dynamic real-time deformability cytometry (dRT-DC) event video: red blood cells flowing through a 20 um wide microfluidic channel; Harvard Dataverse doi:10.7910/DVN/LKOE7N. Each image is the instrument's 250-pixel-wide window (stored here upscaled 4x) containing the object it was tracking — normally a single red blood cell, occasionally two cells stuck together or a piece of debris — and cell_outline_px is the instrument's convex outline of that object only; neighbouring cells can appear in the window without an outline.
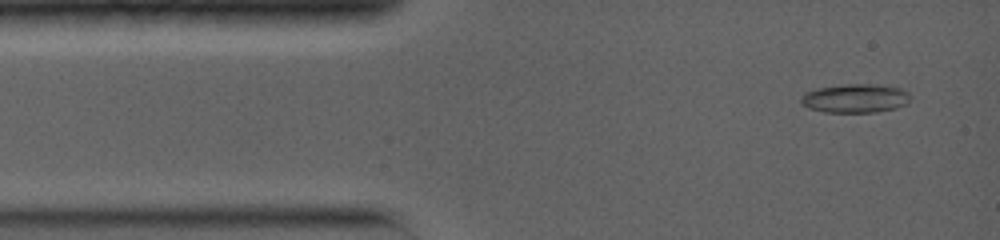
{"species": "common noctule bat (a hibernating species)", "species_latin": "Nyctalus noctula", "temperature_condition": "warm", "stored_images_in_passage": 11, "camera_frame_rate_fps": 5000, "um_per_image_px": 0.085, "animal": {"sex": "female", "body_mass_g": 19.0, "forearm_length_mm": 56.7}, "frame": {"image": 1, "passage_image": 2, "time_ms": 0.6, "image_size_px": [1000, 240], "cell_outline_px": [[908, 100], [904, 104], [896, 108], [876, 112], [824, 112], [808, 108], [800, 100], [804, 92], [816, 88], [844, 84], [872, 84], [900, 88], [908, 92]], "centroid_in_image_um": [72.65, 8.35], "position_along_channel_um": 12.4, "area_um2": 18.21}}
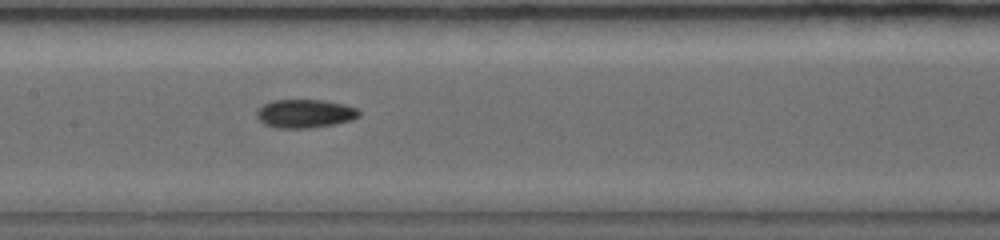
{"frame": {"image": 2, "passage_image": 10, "time_ms": 6.2, "image_size_px": [1000, 240], "cell_outline_px": [[360, 116], [352, 120], [336, 124], [308, 128], [276, 128], [264, 124], [256, 116], [256, 108], [272, 100], [324, 100], [344, 104], [356, 108], [360, 112]], "centroid_in_image_um": [25.91, 9.65], "position_along_channel_um": 181.5, "area_um2": 17.17}}